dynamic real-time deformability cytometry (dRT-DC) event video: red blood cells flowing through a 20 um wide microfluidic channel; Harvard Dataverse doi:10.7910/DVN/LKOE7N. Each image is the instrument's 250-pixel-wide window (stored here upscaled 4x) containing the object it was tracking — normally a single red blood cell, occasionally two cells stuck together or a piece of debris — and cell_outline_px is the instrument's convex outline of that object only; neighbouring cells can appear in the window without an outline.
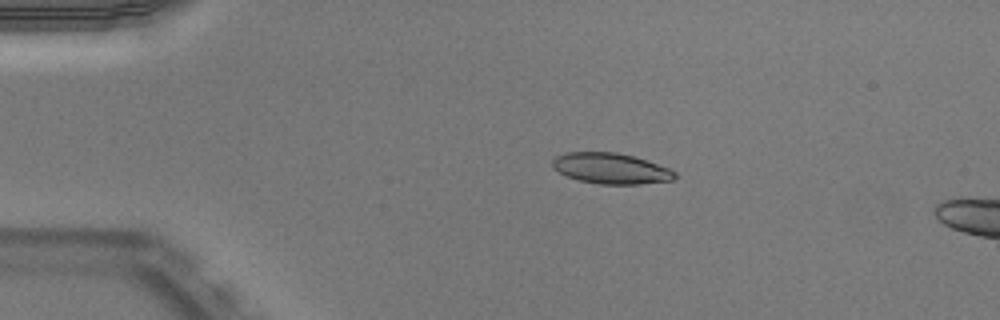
{"species": "Egyptian fruit bat (a non-hibernating species)", "species_latin": "Rousettus aegyptiacus", "temperature_condition": "warm", "stored_images_in_passage": 13, "camera_frame_rate_fps": 3000, "um_per_image_px": 0.085, "animal": {"sex": "male"}, "frame": {"image": 1, "passage_image": 8, "time_ms": 2.333, "image_size_px": [1000, 320], "cell_outline_px": [[676, 176], [672, 180], [640, 184], [600, 184], [580, 180], [568, 176], [552, 168], [552, 160], [556, 156], [564, 152], [616, 152], [636, 156], [668, 168], [676, 172]], "centroid_in_image_um": [51.92, 14.3], "position_along_channel_um": 33.1, "area_um2": 21.91}}